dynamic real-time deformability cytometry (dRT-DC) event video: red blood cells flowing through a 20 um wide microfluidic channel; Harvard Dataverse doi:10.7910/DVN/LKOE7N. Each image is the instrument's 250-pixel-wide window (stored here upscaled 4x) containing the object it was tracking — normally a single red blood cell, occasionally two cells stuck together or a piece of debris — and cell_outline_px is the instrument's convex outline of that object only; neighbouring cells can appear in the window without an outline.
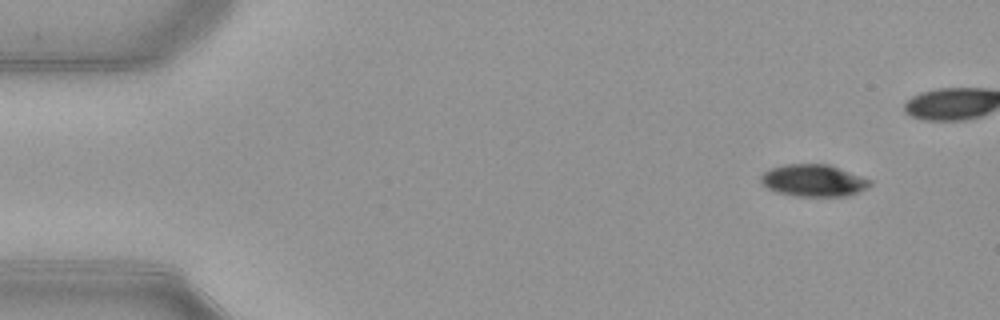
{"species": "common noctule bat (a hibernating species)", "species_latin": "Nyctalus noctula", "temperature_condition": "warm", "stored_images_in_passage": 42, "camera_frame_rate_fps": 3000, "um_per_image_px": 0.085, "animal": {"sex": "female", "body_mass_g": 21.9}, "frame": {"image": 1, "passage_image": 1, "time_ms": 0.0, "image_size_px": [1000, 320], "cell_outline_px": [[872, 184], [868, 188], [848, 196], [796, 196], [776, 192], [768, 188], [760, 180], [760, 176], [768, 168], [784, 164], [828, 164], [840, 168], [872, 180]], "centroid_in_image_um": [69.15, 15.34], "position_along_channel_um": 15.8, "area_um2": 20.52}}
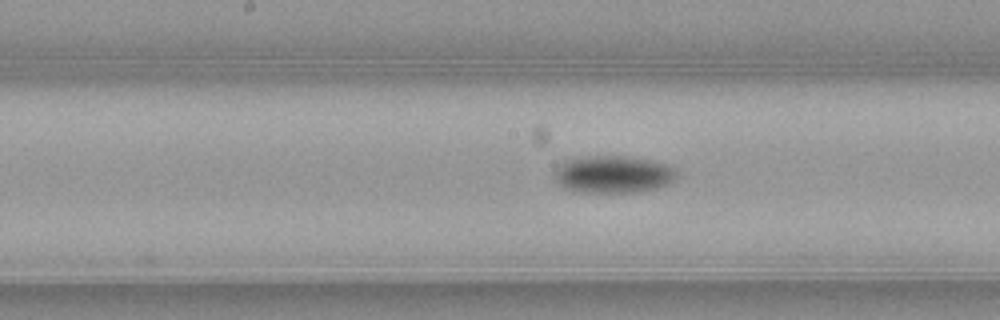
{"frame": {"image": 2, "passage_image": 23, "time_ms": 7.333, "image_size_px": [1000, 320], "cell_outline_px": [[676, 180], [668, 184], [656, 188], [636, 192], [576, 192], [564, 188], [556, 180], [556, 168], [564, 160], [572, 156], [632, 156], [672, 164], [676, 168]], "centroid_in_image_um": [52.15, 14.79], "position_along_channel_um": 196.0, "area_um2": 27.17}}
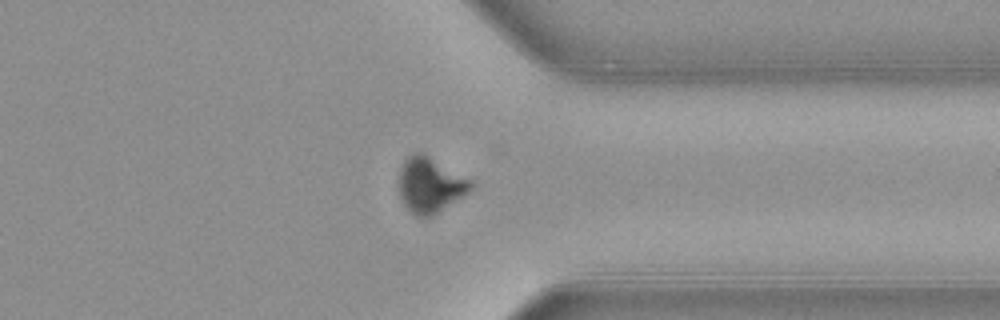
{"frame": {"image": 3, "passage_image": 37, "time_ms": 12.0, "image_size_px": [1000, 320], "cell_outline_px": [[472, 188], [464, 196], [432, 216], [416, 216], [404, 204], [400, 196], [400, 164], [412, 152], [420, 152], [428, 156], [472, 180]], "centroid_in_image_um": [36.56, 15.72], "position_along_channel_um": 374.8, "area_um2": 22.89}, "authors_computed_cell_mechanics": {"area_um2": 24.854, "velocity_mm_per_s": 3.9149, "shape_relaxation_time_tau1_ms": 2.9083, "shape_relaxation_time_tau2_ms": 10.536, "deformation_change_tau1": 0.1443, "deformation_change_tau2": 0.1102}}